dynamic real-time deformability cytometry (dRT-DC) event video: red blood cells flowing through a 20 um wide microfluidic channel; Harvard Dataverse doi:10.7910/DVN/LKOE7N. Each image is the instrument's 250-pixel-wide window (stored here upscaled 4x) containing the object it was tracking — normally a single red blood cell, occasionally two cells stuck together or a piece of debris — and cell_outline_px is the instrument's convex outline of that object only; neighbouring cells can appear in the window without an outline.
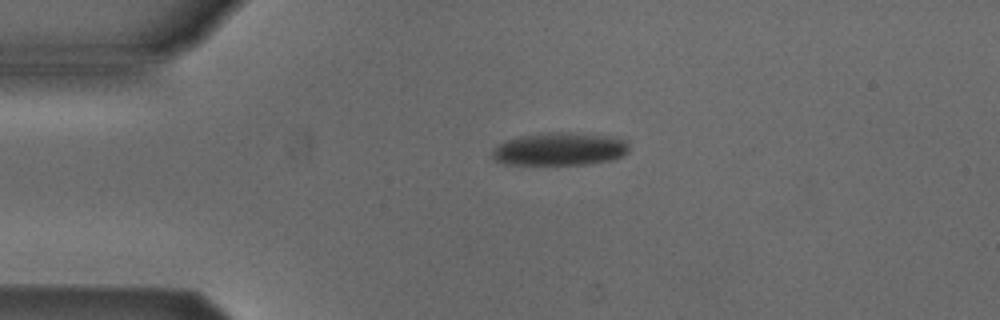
{"species": "Egyptian fruit bat (a non-hibernating species)", "species_latin": "Rousettus aegyptiacus", "temperature_condition": "cold", "stored_images_in_passage": 43, "camera_frame_rate_fps": 3000, "um_per_image_px": 0.085, "animal": {"sex": "male"}, "frame": {"image": 1, "passage_image": 2, "time_ms": 0.333, "image_size_px": [1000, 320], "cell_outline_px": [[628, 152], [612, 160], [584, 164], [504, 164], [496, 160], [492, 156], [492, 152], [500, 144], [508, 140], [524, 136], [548, 132], [560, 132], [608, 136], [628, 140]], "centroid_in_image_um": [47.61, 12.67], "position_along_channel_um": 37.4, "area_um2": 25.72}}
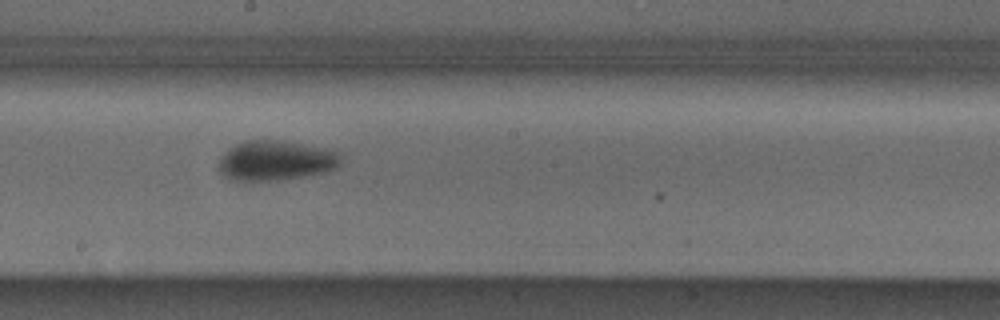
{"frame": {"image": 2, "passage_image": 19, "time_ms": 6.0, "image_size_px": [1000, 320], "cell_outline_px": [[340, 164], [336, 168], [328, 172], [280, 180], [232, 180], [224, 176], [220, 172], [216, 164], [220, 156], [228, 148], [244, 140], [284, 140], [328, 148], [340, 152]], "centroid_in_image_um": [23.43, 13.63], "position_along_channel_um": 224.8, "area_um2": 28.96}}
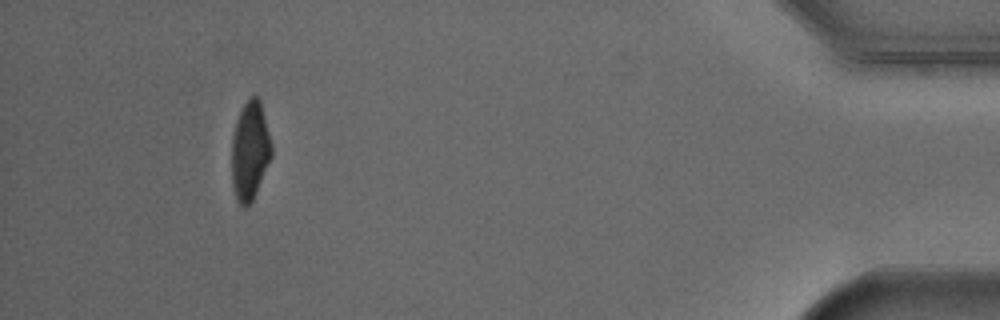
{"frame": {"image": 3, "passage_image": 39, "time_ms": 12.667, "image_size_px": [1000, 320], "cell_outline_px": [[272, 156], [256, 192], [252, 200], [244, 208], [236, 200], [232, 184], [232, 136], [236, 120], [244, 104], [252, 96], [256, 96], [260, 100], [272, 144]], "centroid_in_image_um": [21.24, 12.83], "position_along_channel_um": 414.0, "area_um2": 22.77}, "authors_computed_cell_mechanics": {"area_um2": 26.9926, "velocity_mm_per_s": 3.8685, "shape_relaxation_time_tau1_ms": 5.1512, "shape_relaxation_time_tau2_ms": null, "deformation_change_tau1": 0.1519, "deformation_change_tau2": null}}